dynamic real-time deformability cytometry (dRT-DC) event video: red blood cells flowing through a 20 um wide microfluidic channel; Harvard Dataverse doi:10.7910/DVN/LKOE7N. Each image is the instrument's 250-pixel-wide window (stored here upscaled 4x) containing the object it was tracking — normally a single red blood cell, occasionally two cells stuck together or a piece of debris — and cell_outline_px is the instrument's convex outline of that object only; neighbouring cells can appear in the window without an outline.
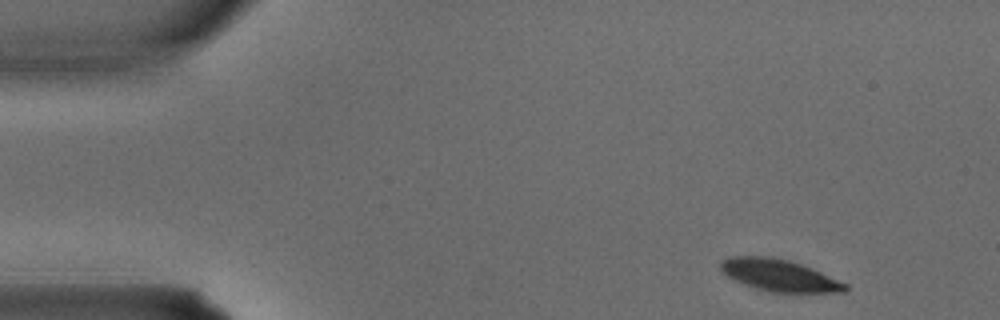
{"species": "common noctule bat (a hibernating species)", "species_latin": "Nyctalus noctula", "temperature_condition": "warm", "stored_images_in_passage": 3, "camera_frame_rate_fps": 3000, "um_per_image_px": 0.085, "animal": {"sex": "male", "body_mass_g": 15.6}, "frame": {"image": 1, "passage_image": 1, "time_ms": 0.0, "image_size_px": [1000, 320], "cell_outline_px": [[848, 292], [772, 292], [756, 288], [744, 284], [728, 276], [720, 268], [720, 260], [728, 256], [772, 256], [788, 260], [812, 268], [848, 284]], "centroid_in_image_um": [66.24, 23.39], "position_along_channel_um": 18.8, "area_um2": 23.06}}
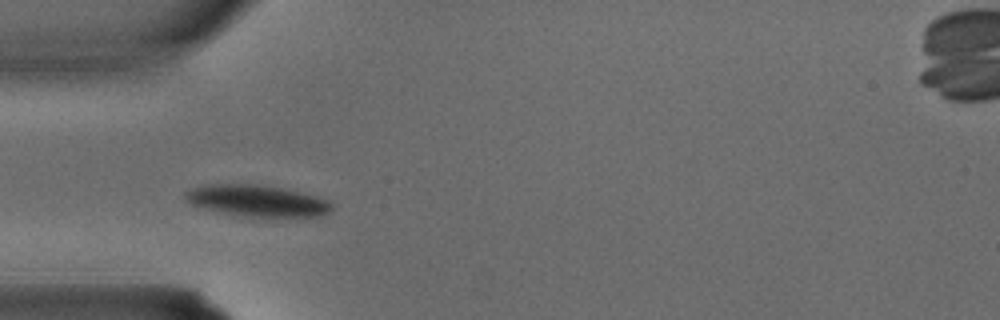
{"frame": {"image": 2, "passage_image": 3, "time_ms": 0.667, "image_size_px": [1000, 320], "cell_outline_px": [[332, 208], [328, 212], [320, 216], [244, 216], [220, 212], [188, 204], [184, 196], [184, 192], [192, 188], [204, 184], [256, 184], [284, 188], [304, 192], [328, 200], [332, 204]], "centroid_in_image_um": [21.81, 17.04], "position_along_channel_um": 63.2, "area_um2": 26.88}}